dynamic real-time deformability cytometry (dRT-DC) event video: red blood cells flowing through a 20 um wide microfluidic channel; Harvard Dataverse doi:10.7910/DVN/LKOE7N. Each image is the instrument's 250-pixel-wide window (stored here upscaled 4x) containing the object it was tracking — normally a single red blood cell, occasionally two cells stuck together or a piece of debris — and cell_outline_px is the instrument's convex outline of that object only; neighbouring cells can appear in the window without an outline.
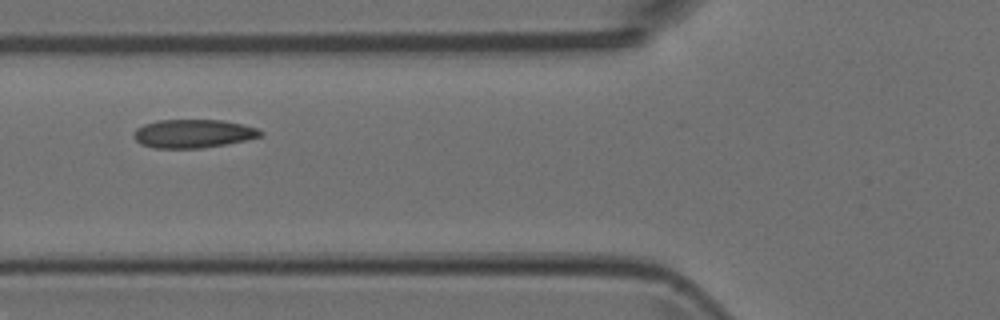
{"species": "Egyptian fruit bat (a non-hibernating species)", "species_latin": "Rousettus aegyptiacus", "temperature_condition": "room temperature", "stored_images_in_passage": 2, "camera_frame_rate_fps": 3000, "um_per_image_px": 0.085, "animal": {"sex": "female"}, "frame": {"image": 1, "passage_image": 2, "time_ms": 0.333, "image_size_px": [1000, 320], "cell_outline_px": [[264, 132], [260, 136], [228, 144], [200, 148], [152, 148], [140, 144], [132, 136], [132, 132], [136, 128], [144, 124], [156, 120], [224, 120], [244, 124], [260, 128]], "centroid_in_image_um": [16.41, 11.35], "position_along_channel_um": 109.4, "area_um2": 21.33}}